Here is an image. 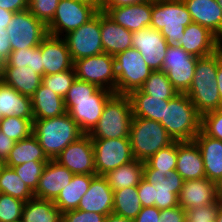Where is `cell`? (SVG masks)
<instances>
[{
  "label": "cell",
  "mask_w": 222,
  "mask_h": 222,
  "mask_svg": "<svg viewBox=\"0 0 222 222\" xmlns=\"http://www.w3.org/2000/svg\"><path fill=\"white\" fill-rule=\"evenodd\" d=\"M114 95V92L76 78L64 97L66 111L80 130L89 134Z\"/></svg>",
  "instance_id": "obj_1"
},
{
  "label": "cell",
  "mask_w": 222,
  "mask_h": 222,
  "mask_svg": "<svg viewBox=\"0 0 222 222\" xmlns=\"http://www.w3.org/2000/svg\"><path fill=\"white\" fill-rule=\"evenodd\" d=\"M217 66L218 51L205 57H199L192 84L185 93L201 117L221 108V98L216 82Z\"/></svg>",
  "instance_id": "obj_2"
},
{
  "label": "cell",
  "mask_w": 222,
  "mask_h": 222,
  "mask_svg": "<svg viewBox=\"0 0 222 222\" xmlns=\"http://www.w3.org/2000/svg\"><path fill=\"white\" fill-rule=\"evenodd\" d=\"M32 133L49 159L84 135L67 112L58 117L34 119Z\"/></svg>",
  "instance_id": "obj_3"
},
{
  "label": "cell",
  "mask_w": 222,
  "mask_h": 222,
  "mask_svg": "<svg viewBox=\"0 0 222 222\" xmlns=\"http://www.w3.org/2000/svg\"><path fill=\"white\" fill-rule=\"evenodd\" d=\"M160 123L174 141H193L201 130V116L185 93H179L165 103Z\"/></svg>",
  "instance_id": "obj_4"
},
{
  "label": "cell",
  "mask_w": 222,
  "mask_h": 222,
  "mask_svg": "<svg viewBox=\"0 0 222 222\" xmlns=\"http://www.w3.org/2000/svg\"><path fill=\"white\" fill-rule=\"evenodd\" d=\"M132 119L129 96L115 94L106 103L96 126L88 135L92 139L129 138Z\"/></svg>",
  "instance_id": "obj_5"
},
{
  "label": "cell",
  "mask_w": 222,
  "mask_h": 222,
  "mask_svg": "<svg viewBox=\"0 0 222 222\" xmlns=\"http://www.w3.org/2000/svg\"><path fill=\"white\" fill-rule=\"evenodd\" d=\"M192 18L183 0L153 1L150 27L161 32L169 45H178Z\"/></svg>",
  "instance_id": "obj_6"
},
{
  "label": "cell",
  "mask_w": 222,
  "mask_h": 222,
  "mask_svg": "<svg viewBox=\"0 0 222 222\" xmlns=\"http://www.w3.org/2000/svg\"><path fill=\"white\" fill-rule=\"evenodd\" d=\"M129 140L134 159L143 162L174 142L160 122L140 117L132 119Z\"/></svg>",
  "instance_id": "obj_7"
},
{
  "label": "cell",
  "mask_w": 222,
  "mask_h": 222,
  "mask_svg": "<svg viewBox=\"0 0 222 222\" xmlns=\"http://www.w3.org/2000/svg\"><path fill=\"white\" fill-rule=\"evenodd\" d=\"M114 58L118 95H129L132 91L140 89L152 73L135 48L117 53Z\"/></svg>",
  "instance_id": "obj_8"
},
{
  "label": "cell",
  "mask_w": 222,
  "mask_h": 222,
  "mask_svg": "<svg viewBox=\"0 0 222 222\" xmlns=\"http://www.w3.org/2000/svg\"><path fill=\"white\" fill-rule=\"evenodd\" d=\"M76 78L117 94L115 58L105 52L74 61Z\"/></svg>",
  "instance_id": "obj_9"
},
{
  "label": "cell",
  "mask_w": 222,
  "mask_h": 222,
  "mask_svg": "<svg viewBox=\"0 0 222 222\" xmlns=\"http://www.w3.org/2000/svg\"><path fill=\"white\" fill-rule=\"evenodd\" d=\"M12 51L38 47L48 35L47 26L27 9L15 12L6 28Z\"/></svg>",
  "instance_id": "obj_10"
},
{
  "label": "cell",
  "mask_w": 222,
  "mask_h": 222,
  "mask_svg": "<svg viewBox=\"0 0 222 222\" xmlns=\"http://www.w3.org/2000/svg\"><path fill=\"white\" fill-rule=\"evenodd\" d=\"M97 12L93 6L78 0H60L52 21L47 25L48 34L63 37L87 23Z\"/></svg>",
  "instance_id": "obj_11"
},
{
  "label": "cell",
  "mask_w": 222,
  "mask_h": 222,
  "mask_svg": "<svg viewBox=\"0 0 222 222\" xmlns=\"http://www.w3.org/2000/svg\"><path fill=\"white\" fill-rule=\"evenodd\" d=\"M74 61L104 52L101 41L100 11L79 28L63 36Z\"/></svg>",
  "instance_id": "obj_12"
},
{
  "label": "cell",
  "mask_w": 222,
  "mask_h": 222,
  "mask_svg": "<svg viewBox=\"0 0 222 222\" xmlns=\"http://www.w3.org/2000/svg\"><path fill=\"white\" fill-rule=\"evenodd\" d=\"M198 58L178 45L168 46L161 71L166 73L178 93H186L190 88Z\"/></svg>",
  "instance_id": "obj_13"
},
{
  "label": "cell",
  "mask_w": 222,
  "mask_h": 222,
  "mask_svg": "<svg viewBox=\"0 0 222 222\" xmlns=\"http://www.w3.org/2000/svg\"><path fill=\"white\" fill-rule=\"evenodd\" d=\"M96 175H105L134 160L129 138L92 139Z\"/></svg>",
  "instance_id": "obj_14"
},
{
  "label": "cell",
  "mask_w": 222,
  "mask_h": 222,
  "mask_svg": "<svg viewBox=\"0 0 222 222\" xmlns=\"http://www.w3.org/2000/svg\"><path fill=\"white\" fill-rule=\"evenodd\" d=\"M73 174H96L92 138L84 134L54 158Z\"/></svg>",
  "instance_id": "obj_15"
},
{
  "label": "cell",
  "mask_w": 222,
  "mask_h": 222,
  "mask_svg": "<svg viewBox=\"0 0 222 222\" xmlns=\"http://www.w3.org/2000/svg\"><path fill=\"white\" fill-rule=\"evenodd\" d=\"M168 46L161 32L154 28L132 32V48L139 51L152 71L161 70Z\"/></svg>",
  "instance_id": "obj_16"
},
{
  "label": "cell",
  "mask_w": 222,
  "mask_h": 222,
  "mask_svg": "<svg viewBox=\"0 0 222 222\" xmlns=\"http://www.w3.org/2000/svg\"><path fill=\"white\" fill-rule=\"evenodd\" d=\"M143 179L154 185L156 189L155 206L159 210L179 205L178 196L184 180L176 170L166 175V173H156V169H143Z\"/></svg>",
  "instance_id": "obj_17"
},
{
  "label": "cell",
  "mask_w": 222,
  "mask_h": 222,
  "mask_svg": "<svg viewBox=\"0 0 222 222\" xmlns=\"http://www.w3.org/2000/svg\"><path fill=\"white\" fill-rule=\"evenodd\" d=\"M178 197L179 205L187 211L214 204L221 197V189L206 177L188 180L184 181Z\"/></svg>",
  "instance_id": "obj_18"
},
{
  "label": "cell",
  "mask_w": 222,
  "mask_h": 222,
  "mask_svg": "<svg viewBox=\"0 0 222 222\" xmlns=\"http://www.w3.org/2000/svg\"><path fill=\"white\" fill-rule=\"evenodd\" d=\"M178 46L196 57H205L218 51L222 41L208 28L192 22L186 26Z\"/></svg>",
  "instance_id": "obj_19"
},
{
  "label": "cell",
  "mask_w": 222,
  "mask_h": 222,
  "mask_svg": "<svg viewBox=\"0 0 222 222\" xmlns=\"http://www.w3.org/2000/svg\"><path fill=\"white\" fill-rule=\"evenodd\" d=\"M41 55L44 75L56 74L73 68L74 62L63 37L48 34L41 41Z\"/></svg>",
  "instance_id": "obj_20"
},
{
  "label": "cell",
  "mask_w": 222,
  "mask_h": 222,
  "mask_svg": "<svg viewBox=\"0 0 222 222\" xmlns=\"http://www.w3.org/2000/svg\"><path fill=\"white\" fill-rule=\"evenodd\" d=\"M152 6L153 1L149 0L129 6L103 8L102 11L125 29L137 32L145 27H150Z\"/></svg>",
  "instance_id": "obj_21"
},
{
  "label": "cell",
  "mask_w": 222,
  "mask_h": 222,
  "mask_svg": "<svg viewBox=\"0 0 222 222\" xmlns=\"http://www.w3.org/2000/svg\"><path fill=\"white\" fill-rule=\"evenodd\" d=\"M74 174L54 159H50L39 179L34 197L54 201L60 191L68 185Z\"/></svg>",
  "instance_id": "obj_22"
},
{
  "label": "cell",
  "mask_w": 222,
  "mask_h": 222,
  "mask_svg": "<svg viewBox=\"0 0 222 222\" xmlns=\"http://www.w3.org/2000/svg\"><path fill=\"white\" fill-rule=\"evenodd\" d=\"M113 190L103 175H95L77 209L108 215L113 212Z\"/></svg>",
  "instance_id": "obj_23"
},
{
  "label": "cell",
  "mask_w": 222,
  "mask_h": 222,
  "mask_svg": "<svg viewBox=\"0 0 222 222\" xmlns=\"http://www.w3.org/2000/svg\"><path fill=\"white\" fill-rule=\"evenodd\" d=\"M193 141L201 152L206 178L222 189V141L206 135L202 130Z\"/></svg>",
  "instance_id": "obj_24"
},
{
  "label": "cell",
  "mask_w": 222,
  "mask_h": 222,
  "mask_svg": "<svg viewBox=\"0 0 222 222\" xmlns=\"http://www.w3.org/2000/svg\"><path fill=\"white\" fill-rule=\"evenodd\" d=\"M175 170L184 181L206 177L202 155L194 141H177Z\"/></svg>",
  "instance_id": "obj_25"
},
{
  "label": "cell",
  "mask_w": 222,
  "mask_h": 222,
  "mask_svg": "<svg viewBox=\"0 0 222 222\" xmlns=\"http://www.w3.org/2000/svg\"><path fill=\"white\" fill-rule=\"evenodd\" d=\"M192 21L208 28L222 41V9L216 0H183Z\"/></svg>",
  "instance_id": "obj_26"
},
{
  "label": "cell",
  "mask_w": 222,
  "mask_h": 222,
  "mask_svg": "<svg viewBox=\"0 0 222 222\" xmlns=\"http://www.w3.org/2000/svg\"><path fill=\"white\" fill-rule=\"evenodd\" d=\"M100 29L105 53L115 56L132 48V32L117 24L104 11H100Z\"/></svg>",
  "instance_id": "obj_27"
},
{
  "label": "cell",
  "mask_w": 222,
  "mask_h": 222,
  "mask_svg": "<svg viewBox=\"0 0 222 222\" xmlns=\"http://www.w3.org/2000/svg\"><path fill=\"white\" fill-rule=\"evenodd\" d=\"M9 116L34 119L32 99L2 82L0 84V120Z\"/></svg>",
  "instance_id": "obj_28"
},
{
  "label": "cell",
  "mask_w": 222,
  "mask_h": 222,
  "mask_svg": "<svg viewBox=\"0 0 222 222\" xmlns=\"http://www.w3.org/2000/svg\"><path fill=\"white\" fill-rule=\"evenodd\" d=\"M31 99L34 119L58 117L67 112L64 99L43 84L39 86Z\"/></svg>",
  "instance_id": "obj_29"
},
{
  "label": "cell",
  "mask_w": 222,
  "mask_h": 222,
  "mask_svg": "<svg viewBox=\"0 0 222 222\" xmlns=\"http://www.w3.org/2000/svg\"><path fill=\"white\" fill-rule=\"evenodd\" d=\"M96 174H74L70 183L63 188L57 198L53 201L54 205L64 213L76 210L82 196L89 189L91 179Z\"/></svg>",
  "instance_id": "obj_30"
},
{
  "label": "cell",
  "mask_w": 222,
  "mask_h": 222,
  "mask_svg": "<svg viewBox=\"0 0 222 222\" xmlns=\"http://www.w3.org/2000/svg\"><path fill=\"white\" fill-rule=\"evenodd\" d=\"M3 83L22 95L32 97L42 84V75L33 70H15L7 62L2 64Z\"/></svg>",
  "instance_id": "obj_31"
},
{
  "label": "cell",
  "mask_w": 222,
  "mask_h": 222,
  "mask_svg": "<svg viewBox=\"0 0 222 222\" xmlns=\"http://www.w3.org/2000/svg\"><path fill=\"white\" fill-rule=\"evenodd\" d=\"M132 104L133 117L151 119L160 122L164 117L165 103L170 99H160L144 94L140 89L129 95Z\"/></svg>",
  "instance_id": "obj_32"
},
{
  "label": "cell",
  "mask_w": 222,
  "mask_h": 222,
  "mask_svg": "<svg viewBox=\"0 0 222 222\" xmlns=\"http://www.w3.org/2000/svg\"><path fill=\"white\" fill-rule=\"evenodd\" d=\"M32 160L41 162H48L50 160L33 133L29 137L15 143L5 161V165L12 168Z\"/></svg>",
  "instance_id": "obj_33"
},
{
  "label": "cell",
  "mask_w": 222,
  "mask_h": 222,
  "mask_svg": "<svg viewBox=\"0 0 222 222\" xmlns=\"http://www.w3.org/2000/svg\"><path fill=\"white\" fill-rule=\"evenodd\" d=\"M144 162L134 159L118 168L109 171L104 176L113 191L126 187L138 186L143 179Z\"/></svg>",
  "instance_id": "obj_34"
},
{
  "label": "cell",
  "mask_w": 222,
  "mask_h": 222,
  "mask_svg": "<svg viewBox=\"0 0 222 222\" xmlns=\"http://www.w3.org/2000/svg\"><path fill=\"white\" fill-rule=\"evenodd\" d=\"M62 215L53 201L34 197L25 202L21 222H62Z\"/></svg>",
  "instance_id": "obj_35"
},
{
  "label": "cell",
  "mask_w": 222,
  "mask_h": 222,
  "mask_svg": "<svg viewBox=\"0 0 222 222\" xmlns=\"http://www.w3.org/2000/svg\"><path fill=\"white\" fill-rule=\"evenodd\" d=\"M141 209L137 186L126 187L113 192V213L135 219Z\"/></svg>",
  "instance_id": "obj_36"
},
{
  "label": "cell",
  "mask_w": 222,
  "mask_h": 222,
  "mask_svg": "<svg viewBox=\"0 0 222 222\" xmlns=\"http://www.w3.org/2000/svg\"><path fill=\"white\" fill-rule=\"evenodd\" d=\"M0 193L10 195L24 202L34 198V193L21 180L15 170L6 165L0 171Z\"/></svg>",
  "instance_id": "obj_37"
},
{
  "label": "cell",
  "mask_w": 222,
  "mask_h": 222,
  "mask_svg": "<svg viewBox=\"0 0 222 222\" xmlns=\"http://www.w3.org/2000/svg\"><path fill=\"white\" fill-rule=\"evenodd\" d=\"M15 70H33L44 76L42 67L41 43L38 47L12 51L6 61Z\"/></svg>",
  "instance_id": "obj_38"
},
{
  "label": "cell",
  "mask_w": 222,
  "mask_h": 222,
  "mask_svg": "<svg viewBox=\"0 0 222 222\" xmlns=\"http://www.w3.org/2000/svg\"><path fill=\"white\" fill-rule=\"evenodd\" d=\"M140 90L144 94L160 99H172L179 94L172 86L170 80L166 76V73L161 70L152 71Z\"/></svg>",
  "instance_id": "obj_39"
},
{
  "label": "cell",
  "mask_w": 222,
  "mask_h": 222,
  "mask_svg": "<svg viewBox=\"0 0 222 222\" xmlns=\"http://www.w3.org/2000/svg\"><path fill=\"white\" fill-rule=\"evenodd\" d=\"M177 163V141L157 151L144 162V169H156V173L169 175Z\"/></svg>",
  "instance_id": "obj_40"
},
{
  "label": "cell",
  "mask_w": 222,
  "mask_h": 222,
  "mask_svg": "<svg viewBox=\"0 0 222 222\" xmlns=\"http://www.w3.org/2000/svg\"><path fill=\"white\" fill-rule=\"evenodd\" d=\"M33 120L17 116L3 117L0 120V130L17 142L32 134Z\"/></svg>",
  "instance_id": "obj_41"
},
{
  "label": "cell",
  "mask_w": 222,
  "mask_h": 222,
  "mask_svg": "<svg viewBox=\"0 0 222 222\" xmlns=\"http://www.w3.org/2000/svg\"><path fill=\"white\" fill-rule=\"evenodd\" d=\"M75 80L76 74L74 67L56 74L42 76V84L63 99Z\"/></svg>",
  "instance_id": "obj_42"
},
{
  "label": "cell",
  "mask_w": 222,
  "mask_h": 222,
  "mask_svg": "<svg viewBox=\"0 0 222 222\" xmlns=\"http://www.w3.org/2000/svg\"><path fill=\"white\" fill-rule=\"evenodd\" d=\"M47 162L32 160L25 162L22 165L12 167L21 180L34 193L38 187L39 179L46 166Z\"/></svg>",
  "instance_id": "obj_43"
},
{
  "label": "cell",
  "mask_w": 222,
  "mask_h": 222,
  "mask_svg": "<svg viewBox=\"0 0 222 222\" xmlns=\"http://www.w3.org/2000/svg\"><path fill=\"white\" fill-rule=\"evenodd\" d=\"M25 202L0 193V222H21Z\"/></svg>",
  "instance_id": "obj_44"
},
{
  "label": "cell",
  "mask_w": 222,
  "mask_h": 222,
  "mask_svg": "<svg viewBox=\"0 0 222 222\" xmlns=\"http://www.w3.org/2000/svg\"><path fill=\"white\" fill-rule=\"evenodd\" d=\"M60 0H29L28 10L46 26L52 21Z\"/></svg>",
  "instance_id": "obj_45"
},
{
  "label": "cell",
  "mask_w": 222,
  "mask_h": 222,
  "mask_svg": "<svg viewBox=\"0 0 222 222\" xmlns=\"http://www.w3.org/2000/svg\"><path fill=\"white\" fill-rule=\"evenodd\" d=\"M201 130L206 135L222 141V108L201 117Z\"/></svg>",
  "instance_id": "obj_46"
},
{
  "label": "cell",
  "mask_w": 222,
  "mask_h": 222,
  "mask_svg": "<svg viewBox=\"0 0 222 222\" xmlns=\"http://www.w3.org/2000/svg\"><path fill=\"white\" fill-rule=\"evenodd\" d=\"M220 198L214 203L187 210V222H215Z\"/></svg>",
  "instance_id": "obj_47"
},
{
  "label": "cell",
  "mask_w": 222,
  "mask_h": 222,
  "mask_svg": "<svg viewBox=\"0 0 222 222\" xmlns=\"http://www.w3.org/2000/svg\"><path fill=\"white\" fill-rule=\"evenodd\" d=\"M106 215L83 210H71L64 212L62 222H105Z\"/></svg>",
  "instance_id": "obj_48"
},
{
  "label": "cell",
  "mask_w": 222,
  "mask_h": 222,
  "mask_svg": "<svg viewBox=\"0 0 222 222\" xmlns=\"http://www.w3.org/2000/svg\"><path fill=\"white\" fill-rule=\"evenodd\" d=\"M137 191L142 207L155 206L156 189L153 184H149L146 180L142 179L137 186Z\"/></svg>",
  "instance_id": "obj_49"
},
{
  "label": "cell",
  "mask_w": 222,
  "mask_h": 222,
  "mask_svg": "<svg viewBox=\"0 0 222 222\" xmlns=\"http://www.w3.org/2000/svg\"><path fill=\"white\" fill-rule=\"evenodd\" d=\"M159 222H187V212L180 205L160 210Z\"/></svg>",
  "instance_id": "obj_50"
},
{
  "label": "cell",
  "mask_w": 222,
  "mask_h": 222,
  "mask_svg": "<svg viewBox=\"0 0 222 222\" xmlns=\"http://www.w3.org/2000/svg\"><path fill=\"white\" fill-rule=\"evenodd\" d=\"M7 33L6 28L0 27V63L2 64L8 60L12 52L10 37Z\"/></svg>",
  "instance_id": "obj_51"
},
{
  "label": "cell",
  "mask_w": 222,
  "mask_h": 222,
  "mask_svg": "<svg viewBox=\"0 0 222 222\" xmlns=\"http://www.w3.org/2000/svg\"><path fill=\"white\" fill-rule=\"evenodd\" d=\"M160 210L156 207H142L134 222H159Z\"/></svg>",
  "instance_id": "obj_52"
},
{
  "label": "cell",
  "mask_w": 222,
  "mask_h": 222,
  "mask_svg": "<svg viewBox=\"0 0 222 222\" xmlns=\"http://www.w3.org/2000/svg\"><path fill=\"white\" fill-rule=\"evenodd\" d=\"M29 0H0V8L13 13L28 9Z\"/></svg>",
  "instance_id": "obj_53"
},
{
  "label": "cell",
  "mask_w": 222,
  "mask_h": 222,
  "mask_svg": "<svg viewBox=\"0 0 222 222\" xmlns=\"http://www.w3.org/2000/svg\"><path fill=\"white\" fill-rule=\"evenodd\" d=\"M15 141L5 135L1 130H0V158L5 162L6 159L8 158L10 151L15 145Z\"/></svg>",
  "instance_id": "obj_54"
},
{
  "label": "cell",
  "mask_w": 222,
  "mask_h": 222,
  "mask_svg": "<svg viewBox=\"0 0 222 222\" xmlns=\"http://www.w3.org/2000/svg\"><path fill=\"white\" fill-rule=\"evenodd\" d=\"M149 0H106L103 8H115V7H123L134 4H139Z\"/></svg>",
  "instance_id": "obj_55"
},
{
  "label": "cell",
  "mask_w": 222,
  "mask_h": 222,
  "mask_svg": "<svg viewBox=\"0 0 222 222\" xmlns=\"http://www.w3.org/2000/svg\"><path fill=\"white\" fill-rule=\"evenodd\" d=\"M219 95L221 98V108H222V47L218 50V66H217V79H216Z\"/></svg>",
  "instance_id": "obj_56"
},
{
  "label": "cell",
  "mask_w": 222,
  "mask_h": 222,
  "mask_svg": "<svg viewBox=\"0 0 222 222\" xmlns=\"http://www.w3.org/2000/svg\"><path fill=\"white\" fill-rule=\"evenodd\" d=\"M13 14L11 11L0 8V27L7 28Z\"/></svg>",
  "instance_id": "obj_57"
},
{
  "label": "cell",
  "mask_w": 222,
  "mask_h": 222,
  "mask_svg": "<svg viewBox=\"0 0 222 222\" xmlns=\"http://www.w3.org/2000/svg\"><path fill=\"white\" fill-rule=\"evenodd\" d=\"M105 222H134V219L122 217L112 212L106 216Z\"/></svg>",
  "instance_id": "obj_58"
},
{
  "label": "cell",
  "mask_w": 222,
  "mask_h": 222,
  "mask_svg": "<svg viewBox=\"0 0 222 222\" xmlns=\"http://www.w3.org/2000/svg\"><path fill=\"white\" fill-rule=\"evenodd\" d=\"M78 1L93 6L97 11H102L106 2V0H78Z\"/></svg>",
  "instance_id": "obj_59"
},
{
  "label": "cell",
  "mask_w": 222,
  "mask_h": 222,
  "mask_svg": "<svg viewBox=\"0 0 222 222\" xmlns=\"http://www.w3.org/2000/svg\"><path fill=\"white\" fill-rule=\"evenodd\" d=\"M215 222H222V198L220 197V206L216 214Z\"/></svg>",
  "instance_id": "obj_60"
},
{
  "label": "cell",
  "mask_w": 222,
  "mask_h": 222,
  "mask_svg": "<svg viewBox=\"0 0 222 222\" xmlns=\"http://www.w3.org/2000/svg\"><path fill=\"white\" fill-rule=\"evenodd\" d=\"M3 82L2 63H0V84Z\"/></svg>",
  "instance_id": "obj_61"
},
{
  "label": "cell",
  "mask_w": 222,
  "mask_h": 222,
  "mask_svg": "<svg viewBox=\"0 0 222 222\" xmlns=\"http://www.w3.org/2000/svg\"><path fill=\"white\" fill-rule=\"evenodd\" d=\"M5 166V162L0 158V171Z\"/></svg>",
  "instance_id": "obj_62"
},
{
  "label": "cell",
  "mask_w": 222,
  "mask_h": 222,
  "mask_svg": "<svg viewBox=\"0 0 222 222\" xmlns=\"http://www.w3.org/2000/svg\"><path fill=\"white\" fill-rule=\"evenodd\" d=\"M216 1L218 2L219 6H220L221 9H222V0H216Z\"/></svg>",
  "instance_id": "obj_63"
}]
</instances>
